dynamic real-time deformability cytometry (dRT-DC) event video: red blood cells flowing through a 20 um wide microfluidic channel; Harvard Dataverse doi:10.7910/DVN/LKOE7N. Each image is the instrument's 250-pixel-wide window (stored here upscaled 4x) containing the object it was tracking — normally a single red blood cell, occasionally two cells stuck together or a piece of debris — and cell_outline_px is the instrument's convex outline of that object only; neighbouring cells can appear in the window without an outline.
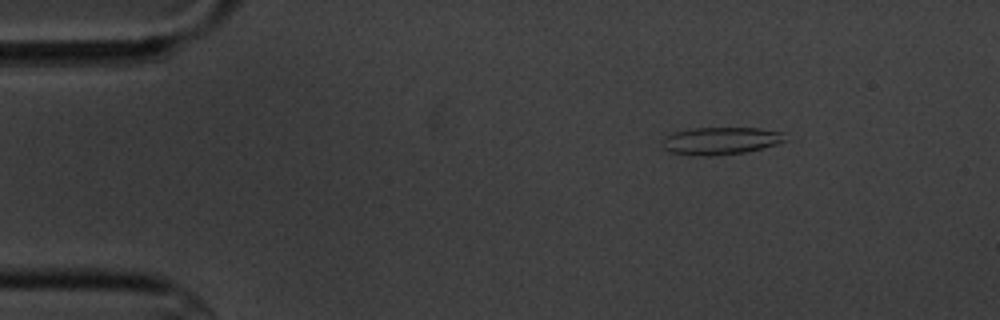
{"species": "common noctule bat (a hibernating species)", "species_latin": "Nyctalus noctula", "temperature_condition": "cold", "stored_images_in_passage": 6, "segment_of_instrument_passage": [2, 2], "camera_frame_rate_fps": 3000, "um_per_image_px": 0.085, "animal": {"sex": "male", "body_mass_g": 20.1, "forearm_length_mm": 53.5}, "frame": {"image": 1, "passage_image": 6, "time_ms": 6.667, "image_size_px": [1000, 320], "cell_outline_px": [[788, 140], [776, 144], [744, 152], [672, 152], [664, 148], [664, 136], [676, 132], [692, 128], [760, 128], [784, 132]], "centroid_in_image_um": [61.38, 11.88], "position_along_channel_um": 23.6, "area_um2": 18.26}}